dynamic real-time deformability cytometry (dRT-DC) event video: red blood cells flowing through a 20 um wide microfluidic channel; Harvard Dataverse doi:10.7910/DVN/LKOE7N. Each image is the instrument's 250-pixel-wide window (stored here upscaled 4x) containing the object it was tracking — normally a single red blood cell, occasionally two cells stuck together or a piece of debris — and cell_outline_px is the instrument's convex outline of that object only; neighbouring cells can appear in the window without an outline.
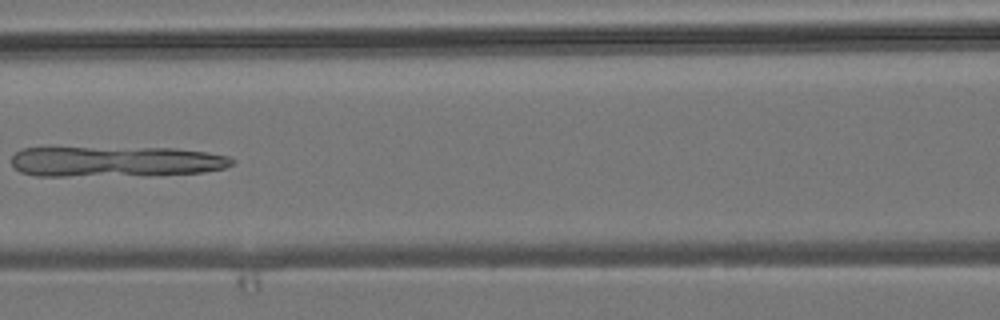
{"species": "common noctule bat (a hibernating species)", "species_latin": "Nyctalus noctula", "temperature_condition": "room temperature", "stored_images_in_passage": 7, "camera_frame_rate_fps": 3000, "um_per_image_px": 0.085, "animal": {"sex": "male", "body_mass_g": 19.2, "forearm_length_mm": 51.8}, "frame": {"image": 1, "passage_image": 6, "time_ms": 6.667, "image_size_px": [1000, 320], "cell_outline_px": [[236, 160], [232, 164], [224, 168], [204, 172], [64, 176], [36, 176], [20, 172], [12, 164], [12, 156], [16, 152], [24, 148], [176, 148], [204, 152], [228, 156]], "centroid_in_image_um": [9.8, 13.71], "position_along_channel_um": 156.8, "area_um2": 38.44}}
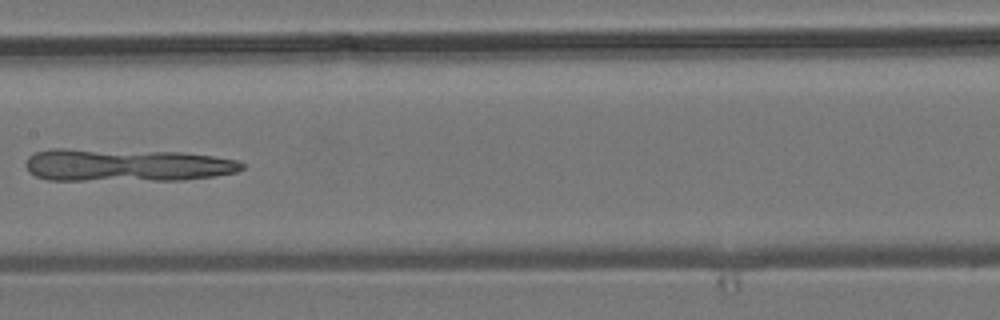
{"frame": {"image": 2, "passage_image": 7, "time_ms": 7.667, "image_size_px": [1000, 320], "cell_outline_px": [[244, 168], [236, 172], [216, 176], [184, 180], [48, 180], [36, 176], [28, 172], [24, 164], [28, 156], [36, 152], [48, 148], [64, 148], [180, 152], [212, 156], [236, 160], [244, 164]], "centroid_in_image_um": [10.69, 14.03], "position_along_channel_um": 196.7, "area_um2": 41.62}}